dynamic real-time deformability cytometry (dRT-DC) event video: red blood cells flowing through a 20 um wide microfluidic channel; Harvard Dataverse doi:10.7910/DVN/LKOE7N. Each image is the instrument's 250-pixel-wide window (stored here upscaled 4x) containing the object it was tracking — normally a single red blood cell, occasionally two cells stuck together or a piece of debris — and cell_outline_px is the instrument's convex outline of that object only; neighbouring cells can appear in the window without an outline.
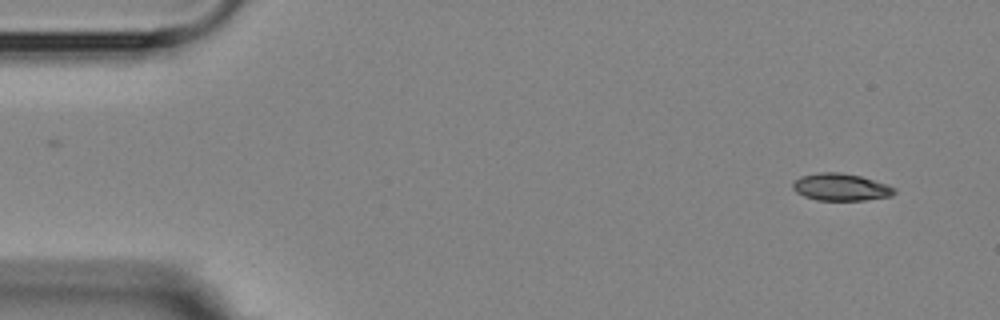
{"species": "Egyptian fruit bat (a non-hibernating species)", "species_latin": "Rousettus aegyptiacus", "temperature_condition": "room temperature", "stored_images_in_passage": 3, "camera_frame_rate_fps": 3000, "um_per_image_px": 0.085, "animal": {"sex": "female"}, "frame": {"image": 1, "passage_image": 3, "time_ms": 2.333, "image_size_px": [1000, 320], "cell_outline_px": [[896, 192], [892, 196], [864, 200], [816, 200], [804, 196], [796, 192], [792, 188], [792, 184], [800, 176], [820, 172], [840, 172], [860, 176], [888, 184], [896, 188]], "centroid_in_image_um": [71.48, 15.9], "position_along_channel_um": 13.5, "area_um2": 16.18}}